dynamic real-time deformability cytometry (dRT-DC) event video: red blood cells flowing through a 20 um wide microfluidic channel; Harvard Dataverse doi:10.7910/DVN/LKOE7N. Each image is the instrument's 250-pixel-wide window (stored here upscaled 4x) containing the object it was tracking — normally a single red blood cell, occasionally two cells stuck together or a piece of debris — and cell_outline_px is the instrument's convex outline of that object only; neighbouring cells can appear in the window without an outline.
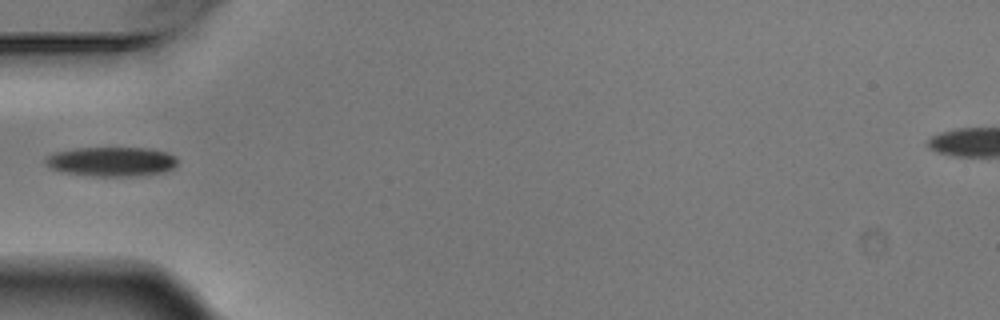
{"species": "Egyptian fruit bat (a non-hibernating species)", "species_latin": "Rousettus aegyptiacus", "temperature_condition": "warm", "stored_images_in_passage": 6, "camera_frame_rate_fps": 3000, "um_per_image_px": 0.085, "animal": {"sex": "male"}, "frame": {"image": 1, "passage_image": 5, "time_ms": 1.333, "image_size_px": [1000, 320], "cell_outline_px": [[176, 164], [172, 168], [164, 172], [148, 176], [92, 176], [64, 172], [52, 168], [44, 160], [48, 156], [56, 152], [76, 148], [148, 148], [164, 152], [176, 156]], "centroid_in_image_um": [9.52, 13.74], "position_along_channel_um": 75.5, "area_um2": 22.54}}
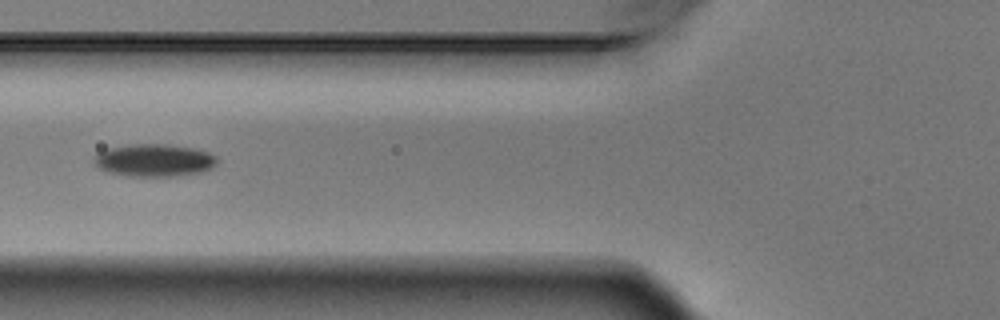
{"frame": {"image": 2, "passage_image": 6, "time_ms": 1.667, "image_size_px": [1000, 320], "cell_outline_px": [[220, 160], [212, 168], [200, 172], [172, 176], [128, 176], [108, 172], [96, 168], [92, 160], [100, 152], [108, 148], [136, 144], [164, 144], [196, 148], [208, 152], [216, 156]], "centroid_in_image_um": [13.11, 13.62], "position_along_channel_um": 112.7, "area_um2": 23.41}}